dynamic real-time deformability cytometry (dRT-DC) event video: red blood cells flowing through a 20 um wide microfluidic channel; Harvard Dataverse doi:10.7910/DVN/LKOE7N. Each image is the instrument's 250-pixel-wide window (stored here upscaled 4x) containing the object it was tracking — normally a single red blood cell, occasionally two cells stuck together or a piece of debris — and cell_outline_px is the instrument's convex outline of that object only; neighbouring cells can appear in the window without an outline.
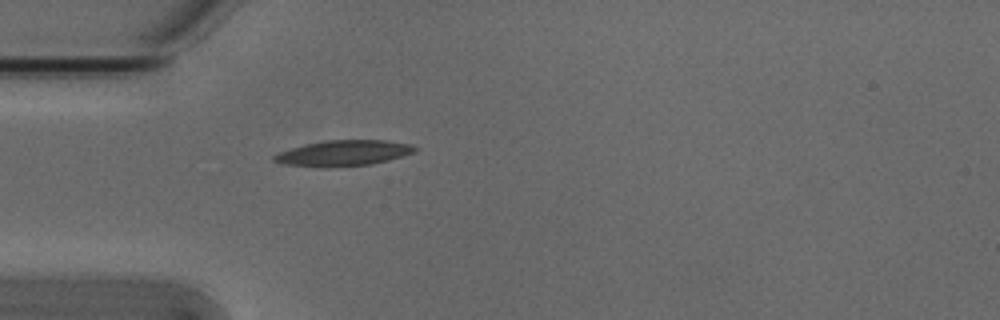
{"species": "Egyptian fruit bat (a non-hibernating species)", "species_latin": "Rousettus aegyptiacus", "temperature_condition": "cold", "stored_images_in_passage": 1, "camera_frame_rate_fps": 3000, "um_per_image_px": 0.085, "animal": {"sex": "male"}, "frame": {"image": 1, "passage_image": 1, "time_ms": 0.0, "image_size_px": [1000, 320], "cell_outline_px": [[420, 148], [416, 152], [404, 156], [372, 164], [328, 168], [284, 164], [272, 160], [272, 156], [280, 152], [292, 148], [324, 140], [384, 140], [412, 144]], "centroid_in_image_um": [29.26, 13.02], "position_along_channel_um": 55.7, "area_um2": 21.21}}